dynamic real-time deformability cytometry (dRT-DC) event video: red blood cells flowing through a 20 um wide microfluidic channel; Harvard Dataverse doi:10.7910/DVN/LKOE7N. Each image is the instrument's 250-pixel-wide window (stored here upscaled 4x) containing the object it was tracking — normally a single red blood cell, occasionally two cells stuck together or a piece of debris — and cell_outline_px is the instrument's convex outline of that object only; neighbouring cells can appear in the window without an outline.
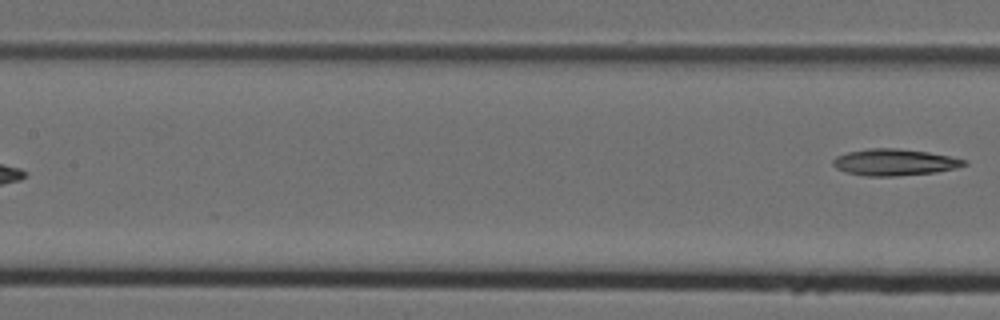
{"species": "Egyptian fruit bat (a non-hibernating species)", "species_latin": "Rousettus aegyptiacus", "temperature_condition": "cold", "stored_images_in_passage": 6, "segment_of_instrument_passage": [2, 2], "camera_frame_rate_fps": 3000, "um_per_image_px": 0.085, "animal": {"sex": "female"}, "frame": {"image": 1, "passage_image": 6, "time_ms": 1.667, "image_size_px": [1000, 320], "cell_outline_px": [[968, 164], [956, 168], [936, 172], [896, 176], [864, 176], [848, 172], [836, 168], [832, 164], [832, 160], [836, 156], [848, 152], [868, 148], [896, 148], [928, 152], [948, 156], [964, 160]], "centroid_in_image_um": [76.0, 13.79], "position_along_channel_um": 131.4, "area_um2": 20.17}}